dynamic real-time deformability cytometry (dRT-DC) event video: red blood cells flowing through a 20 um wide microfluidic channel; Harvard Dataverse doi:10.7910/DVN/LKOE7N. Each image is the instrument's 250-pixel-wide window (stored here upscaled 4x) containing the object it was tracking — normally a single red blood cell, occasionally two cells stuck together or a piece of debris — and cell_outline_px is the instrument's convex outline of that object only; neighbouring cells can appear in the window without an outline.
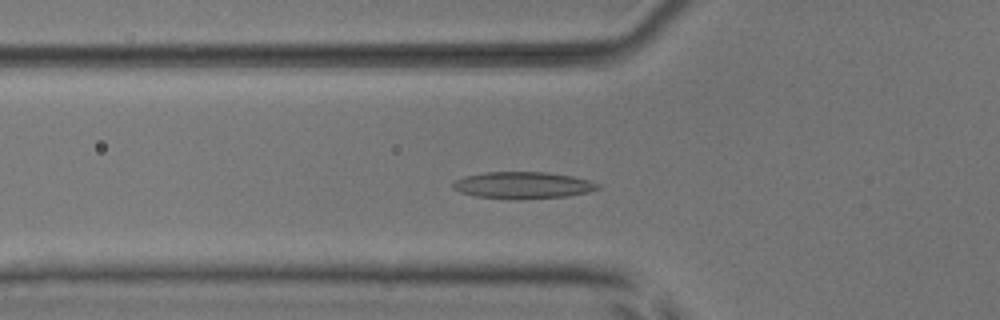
{"species": "common noctule bat (a hibernating species)", "species_latin": "Nyctalus noctula", "temperature_condition": "room temperature", "stored_images_in_passage": 52, "camera_frame_rate_fps": 3000, "um_per_image_px": 0.085, "animal": {"sex": "male", "body_mass_g": 17.9, "forearm_length_mm": 54.2}, "frame": {"image": 1, "passage_image": 18, "time_ms": 5.667, "image_size_px": [1000, 320], "cell_outline_px": [[600, 188], [588, 192], [564, 196], [520, 200], [512, 200], [476, 196], [460, 192], [452, 188], [452, 184], [456, 180], [464, 176], [484, 172], [548, 172], [572, 176], [588, 180], [600, 184]], "centroid_in_image_um": [44.42, 15.75], "position_along_channel_um": 81.4, "area_um2": 22.77}}
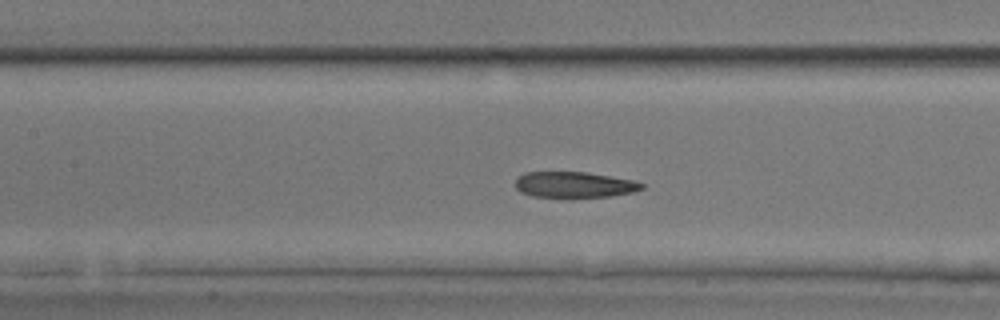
{"frame": {"image": 2, "passage_image": 24, "time_ms": 7.667, "image_size_px": [1000, 320], "cell_outline_px": [[644, 188], [632, 192], [612, 196], [532, 196], [520, 192], [516, 188], [516, 180], [524, 172], [584, 172], [632, 180], [644, 184]], "centroid_in_image_um": [48.8, 15.69], "position_along_channel_um": 158.6, "area_um2": 18.55}}
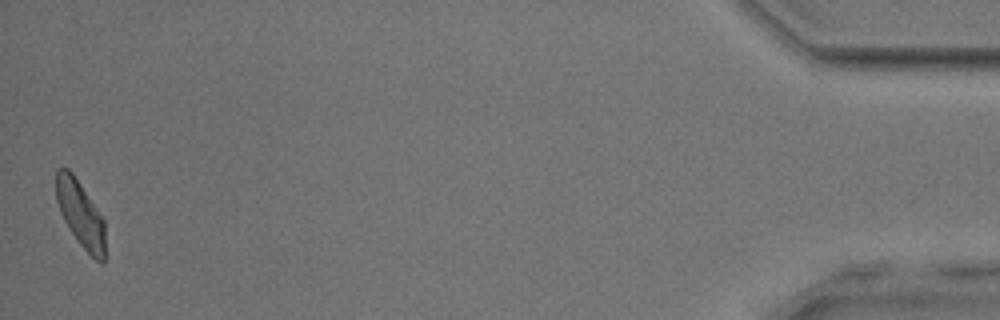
{"frame": {"image": 3, "passage_image": 52, "time_ms": 17.0, "image_size_px": [1000, 320], "cell_outline_px": [[104, 264], [100, 264], [80, 244], [64, 220], [60, 212], [56, 200], [56, 168], [68, 168], [72, 172], [104, 220]], "centroid_in_image_um": [6.82, 18.18], "position_along_channel_um": 428.4, "area_um2": 18.55}, "authors_computed_cell_mechanics": {"area_um2": 20.8369, "velocity_mm_per_s": 3.861, "shape_relaxation_time_tau1_ms": 5.491, "shape_relaxation_time_tau2_ms": 2.8254, "deformation_change_tau1": 0.1673, "deformation_change_tau2": 0.106}}